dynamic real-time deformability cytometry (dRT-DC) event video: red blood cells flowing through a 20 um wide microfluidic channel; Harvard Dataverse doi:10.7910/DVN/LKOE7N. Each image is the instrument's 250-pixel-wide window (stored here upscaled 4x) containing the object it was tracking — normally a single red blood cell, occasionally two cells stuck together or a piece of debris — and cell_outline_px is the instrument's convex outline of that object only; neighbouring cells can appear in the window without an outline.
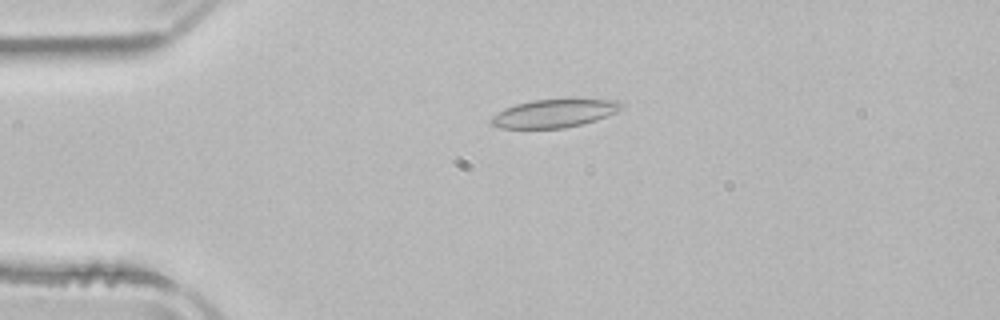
{"species": "common noctule bat (a hibernating species)", "species_latin": "Nyctalus noctula", "temperature_condition": "room temperature", "stored_images_in_passage": 50, "camera_frame_rate_fps": 3000, "um_per_image_px": 0.085, "animal": {"sex": "male", "body_mass_g": 21.5, "forearm_length_mm": 52.0}, "frame": {"image": 1, "passage_image": 10, "time_ms": 3.0, "image_size_px": [1000, 320], "cell_outline_px": [[628, 104], [624, 108], [616, 112], [596, 120], [584, 124], [564, 128], [500, 128], [492, 124], [488, 120], [492, 116], [504, 108], [516, 104], [532, 100], [572, 96], [616, 100]], "centroid_in_image_um": [47.21, 9.58], "position_along_channel_um": 37.8, "area_um2": 22.54}}
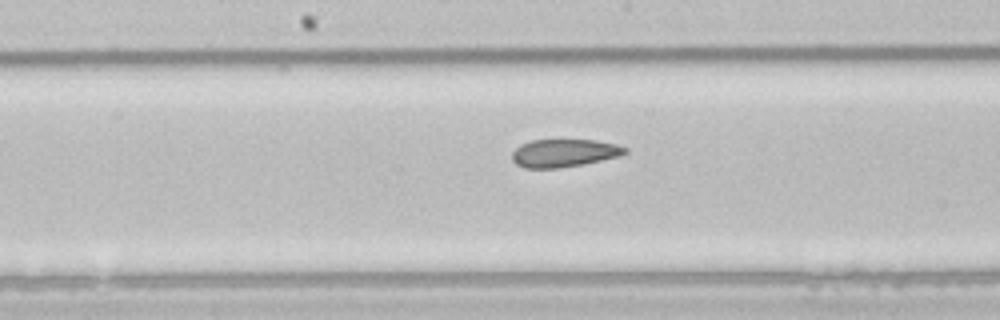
{"frame": {"image": 2, "passage_image": 25, "time_ms": 8.0, "image_size_px": [1000, 320], "cell_outline_px": [[628, 152], [620, 156], [584, 164], [560, 168], [524, 168], [516, 164], [512, 160], [512, 152], [520, 144], [532, 140], [596, 140], [616, 144], [628, 148]], "centroid_in_image_um": [47.95, 13.01], "position_along_channel_um": 200.2, "area_um2": 18.5}}
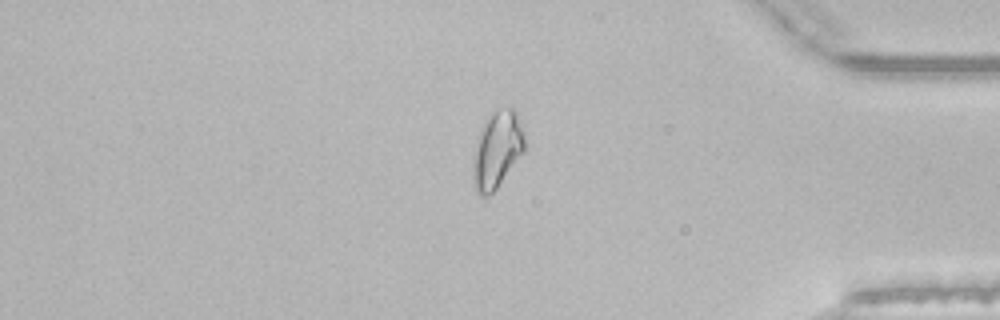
{"frame": {"image": 3, "passage_image": 42, "time_ms": 13.667, "image_size_px": [1000, 320], "cell_outline_px": [[524, 152], [496, 188], [488, 196], [480, 196], [476, 192], [472, 184], [472, 156], [480, 132], [484, 124], [500, 108], [512, 108], [516, 112], [524, 132]], "centroid_in_image_um": [42.23, 12.79], "position_along_channel_um": 393.0, "area_um2": 22.83}, "authors_computed_cell_mechanics": {"area_um2": 21.097, "velocity_mm_per_s": 3.8798, "shape_relaxation_time_tau1_ms": null, "shape_relaxation_time_tau2_ms": 3.825, "deformation_change_tau1": null, "deformation_change_tau2": 0.107}}